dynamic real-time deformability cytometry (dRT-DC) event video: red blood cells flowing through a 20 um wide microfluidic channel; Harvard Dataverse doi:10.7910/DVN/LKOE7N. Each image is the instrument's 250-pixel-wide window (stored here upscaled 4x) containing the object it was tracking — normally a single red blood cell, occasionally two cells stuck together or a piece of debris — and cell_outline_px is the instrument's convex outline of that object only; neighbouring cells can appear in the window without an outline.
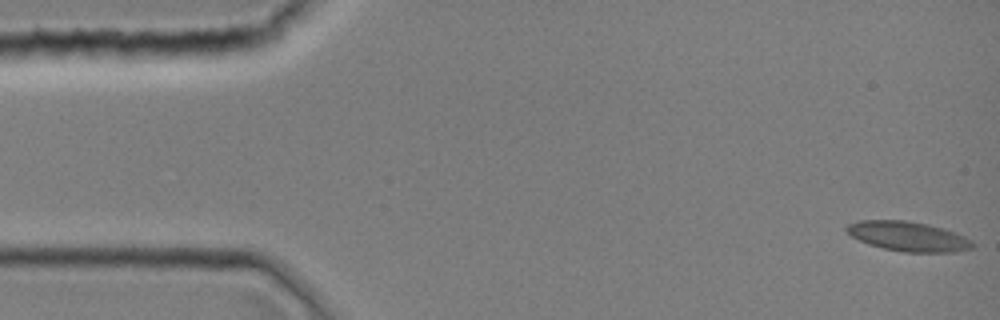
{"species": "common noctule bat (a hibernating species)", "species_latin": "Nyctalus noctula", "temperature_condition": "room temperature", "stored_images_in_passage": 44, "camera_frame_rate_fps": 3000, "um_per_image_px": 0.085, "animal": {"sex": "female", "body_mass_g": 19.0, "forearm_length_mm": 51.5}, "frame": {"image": 1, "passage_image": 1, "time_ms": 0.0, "image_size_px": [1000, 320], "cell_outline_px": [[976, 244], [972, 248], [952, 252], [904, 252], [884, 248], [868, 244], [852, 236], [844, 228], [848, 224], [860, 220], [908, 220], [928, 224], [944, 228], [956, 232], [972, 240]], "centroid_in_image_um": [77.22, 20.08], "position_along_channel_um": 7.8, "area_um2": 21.85}}
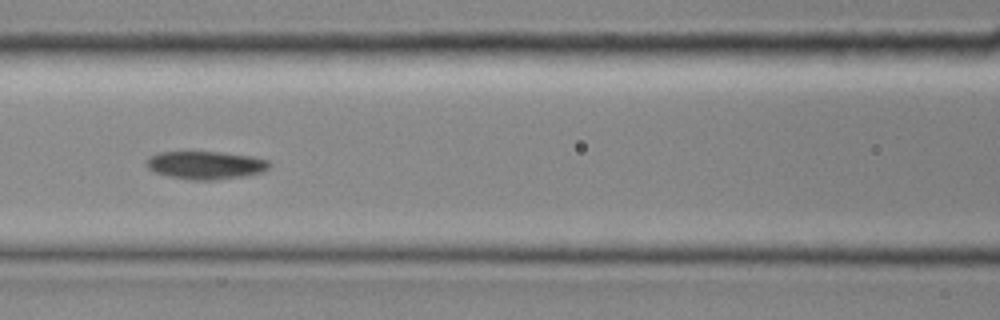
{"frame": {"image": 2, "passage_image": 19, "time_ms": 6.0, "image_size_px": [1000, 320], "cell_outline_px": [[272, 164], [264, 172], [244, 176], [216, 180], [192, 180], [168, 176], [152, 172], [148, 168], [148, 156], [160, 152], [224, 152], [252, 156], [268, 160]], "centroid_in_image_um": [17.51, 14.04], "position_along_channel_um": 149.1, "area_um2": 20.23}}
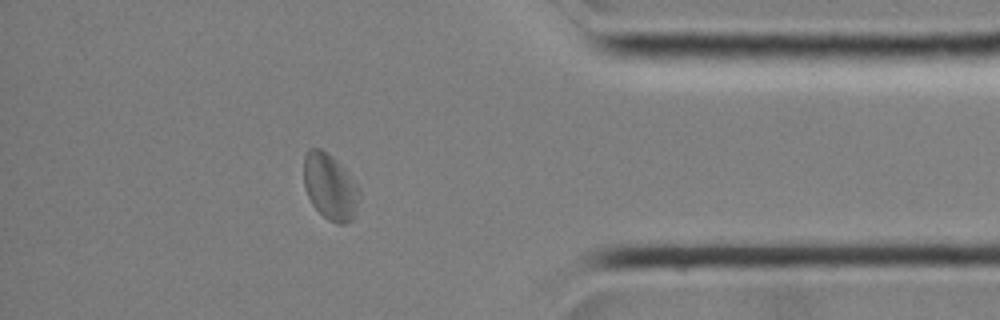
{"frame": {"image": 3, "passage_image": 38, "time_ms": 12.333, "image_size_px": [1000, 320], "cell_outline_px": [[360, 196], [356, 212], [352, 220], [344, 224], [336, 224], [328, 220], [312, 204], [308, 196], [304, 184], [304, 156], [308, 148], [320, 148], [332, 156], [344, 168], [360, 188]], "centroid_in_image_um": [28.07, 15.88], "position_along_channel_um": 407.1, "area_um2": 21.5}}